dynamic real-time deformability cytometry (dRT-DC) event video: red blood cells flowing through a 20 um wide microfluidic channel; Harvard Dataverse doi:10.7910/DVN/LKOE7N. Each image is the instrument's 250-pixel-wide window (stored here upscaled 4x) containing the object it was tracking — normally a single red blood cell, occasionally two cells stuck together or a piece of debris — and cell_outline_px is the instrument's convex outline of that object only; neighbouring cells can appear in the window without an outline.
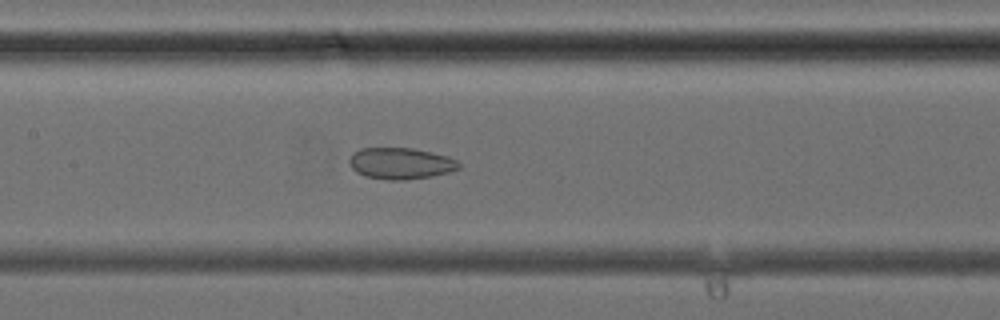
{"species": "common noctule bat (a hibernating species)", "species_latin": "Nyctalus noctula", "temperature_condition": "cold", "stored_images_in_passage": 38, "camera_frame_rate_fps": 3000, "um_per_image_px": 0.085, "animal": {"sex": "female", "body_mass_g": 24.6, "forearm_length_mm": 56.2}, "frame": {"image": 1, "passage_image": 18, "time_ms": 5.667, "image_size_px": [1000, 320], "cell_outline_px": [[460, 168], [448, 172], [432, 176], [404, 180], [388, 180], [364, 176], [356, 172], [348, 164], [348, 160], [352, 152], [360, 148], [412, 148], [448, 156], [456, 160], [460, 164]], "centroid_in_image_um": [34.01, 13.89], "position_along_channel_um": 173.4, "area_um2": 20.17}}
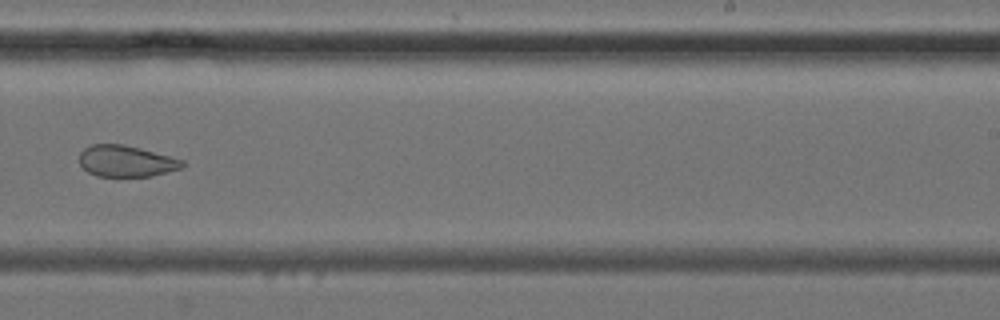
{"frame": {"image": 2, "passage_image": 24, "time_ms": 7.667, "image_size_px": [1000, 320], "cell_outline_px": [[184, 168], [152, 176], [116, 180], [96, 176], [88, 172], [80, 164], [80, 152], [84, 148], [92, 144], [124, 144], [140, 148], [184, 160]], "centroid_in_image_um": [10.72, 13.75], "position_along_channel_um": 278.3, "area_um2": 19.65}}
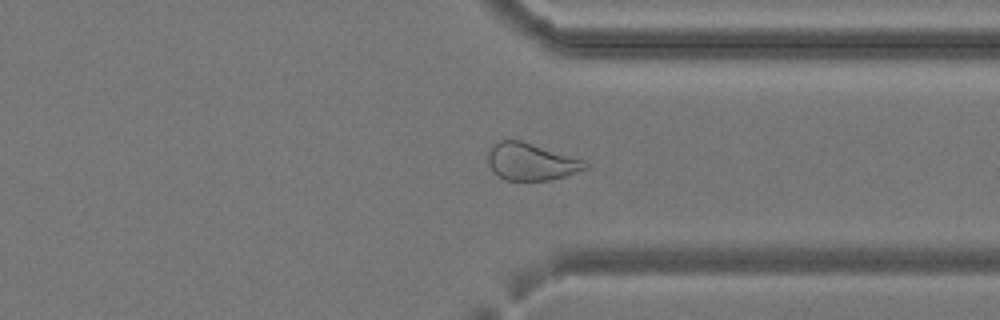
{"frame": {"image": 3, "passage_image": 29, "time_ms": 9.333, "image_size_px": [1000, 320], "cell_outline_px": [[588, 168], [564, 176], [548, 180], [504, 180], [488, 164], [488, 152], [492, 144], [500, 140], [520, 140], [584, 160], [588, 164]], "centroid_in_image_um": [45.13, 13.74], "position_along_channel_um": 366.3, "area_um2": 20.75}}